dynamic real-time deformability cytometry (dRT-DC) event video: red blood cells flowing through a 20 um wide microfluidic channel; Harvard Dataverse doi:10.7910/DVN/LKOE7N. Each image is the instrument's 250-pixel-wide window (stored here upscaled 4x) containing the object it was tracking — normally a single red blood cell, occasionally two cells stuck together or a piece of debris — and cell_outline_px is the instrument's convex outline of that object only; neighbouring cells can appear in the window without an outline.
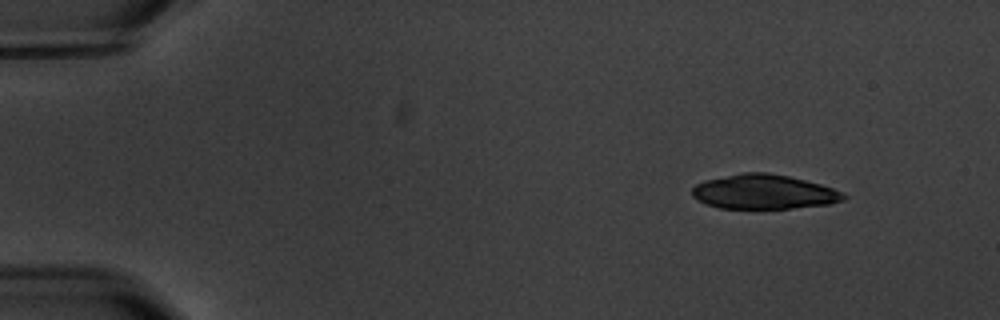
{"species": "common noctule bat (a hibernating species)", "species_latin": "Nyctalus noctula", "temperature_condition": "warm", "stored_images_in_passage": 4, "camera_frame_rate_fps": 3000, "um_per_image_px": 0.085, "animal": {"sex": "male", "body_mass_g": 20.1, "forearm_length_mm": 53.5}, "frame": {"image": 1, "passage_image": 1, "time_ms": 0.0, "image_size_px": [1000, 320], "cell_outline_px": [[848, 196], [844, 200], [828, 204], [792, 208], [720, 208], [708, 204], [692, 196], [692, 188], [696, 184], [704, 180], [744, 172], [768, 172], [788, 176], [820, 184], [844, 192]], "centroid_in_image_um": [64.95, 16.3], "position_along_channel_um": 20.1, "area_um2": 30.29}}